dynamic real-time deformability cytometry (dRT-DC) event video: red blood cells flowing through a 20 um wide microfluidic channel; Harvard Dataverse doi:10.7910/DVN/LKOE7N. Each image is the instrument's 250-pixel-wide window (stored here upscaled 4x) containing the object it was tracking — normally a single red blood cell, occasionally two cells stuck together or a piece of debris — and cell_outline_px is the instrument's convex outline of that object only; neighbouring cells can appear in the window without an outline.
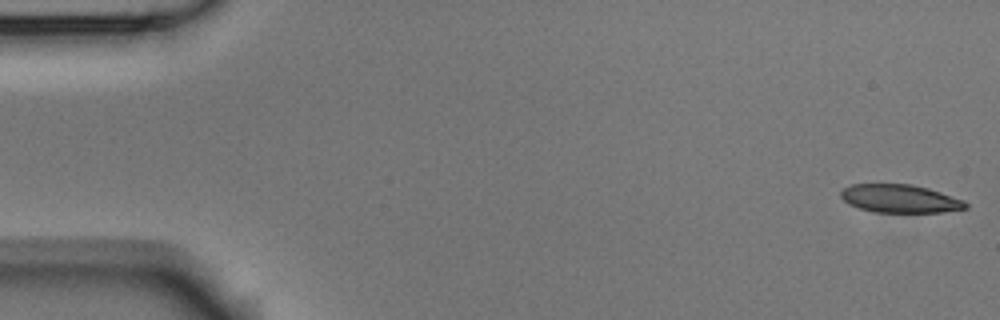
{"species": "Egyptian fruit bat (a non-hibernating species)", "species_latin": "Rousettus aegyptiacus", "temperature_condition": "room temperature", "stored_images_in_passage": 6, "segment_of_instrument_passage": [1, 2], "camera_frame_rate_fps": 3000, "um_per_image_px": 0.085, "animal": {"sex": "male"}, "frame": {"image": 1, "passage_image": 1, "time_ms": 0.0, "image_size_px": [1000, 320], "cell_outline_px": [[968, 208], [940, 212], [876, 212], [860, 208], [848, 204], [840, 196], [840, 192], [844, 188], [852, 184], [912, 184], [928, 188], [964, 200], [968, 204]], "centroid_in_image_um": [76.5, 16.88], "position_along_channel_um": 8.5, "area_um2": 20.4}}